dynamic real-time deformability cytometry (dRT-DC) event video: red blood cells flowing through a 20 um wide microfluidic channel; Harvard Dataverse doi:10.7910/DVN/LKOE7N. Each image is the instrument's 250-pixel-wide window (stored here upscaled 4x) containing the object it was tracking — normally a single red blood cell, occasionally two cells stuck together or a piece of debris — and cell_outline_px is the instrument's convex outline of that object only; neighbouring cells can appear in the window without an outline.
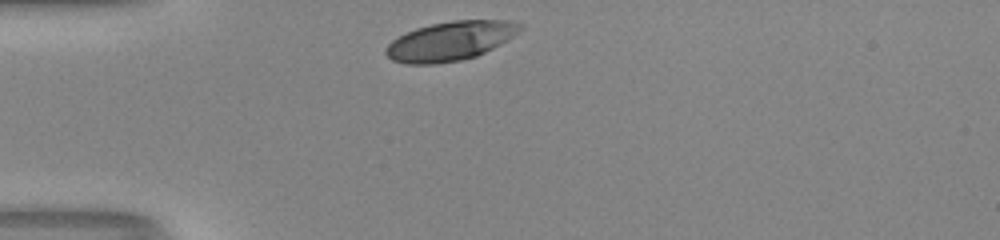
{"species": "human", "species_latin": "Homo sapiens", "temperature_condition": "room temperature", "stored_images_in_passage": 28, "camera_frame_rate_fps": 3000, "um_per_image_px": 0.085, "donor": {"sex": "male"}, "frame": {"image": 1, "passage_image": 1, "time_ms": 0.0, "image_size_px": [1000, 240], "cell_outline_px": [[524, 28], [500, 44], [476, 56], [460, 60], [436, 64], [404, 64], [392, 60], [384, 52], [384, 48], [392, 40], [416, 28], [432, 24], [452, 20], [508, 20], [524, 24]], "centroid_in_image_um": [38.27, 3.48], "position_along_channel_um": 46.7, "area_um2": 30.52}}
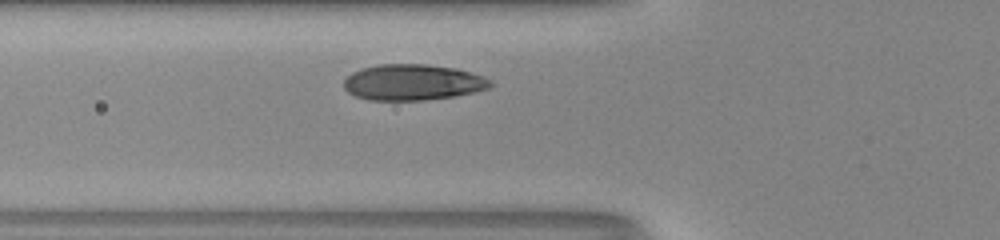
{"frame": {"image": 2, "passage_image": 6, "time_ms": 1.667, "image_size_px": [1000, 240], "cell_outline_px": [[496, 84], [488, 88], [476, 92], [456, 96], [424, 100], [368, 100], [356, 96], [348, 92], [344, 88], [344, 80], [352, 72], [360, 68], [376, 64], [428, 64], [456, 68], [484, 76], [492, 80]], "centroid_in_image_um": [35.12, 6.99], "position_along_channel_um": 90.7, "area_um2": 31.1}}
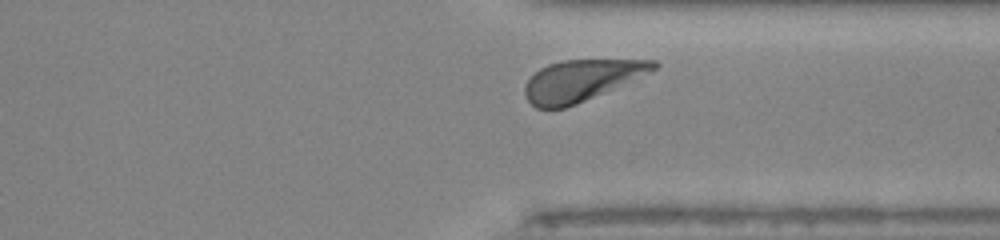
{"frame": {"image": 3, "passage_image": 26, "time_ms": 8.333, "image_size_px": [1000, 240], "cell_outline_px": [[660, 64], [656, 68], [648, 72], [576, 104], [564, 108], [536, 108], [528, 100], [524, 92], [524, 88], [528, 80], [540, 68], [548, 64], [560, 60], [656, 60]], "centroid_in_image_um": [49.35, 6.82], "position_along_channel_um": 362.0, "area_um2": 30.11}, "authors_computed_cell_mechanics": {"area_um2": 31.2409, "velocity_mm_per_s": 4.063, "shape_relaxation_time_tau1_ms": 1.6723, "shape_relaxation_time_tau2_ms": null, "deformation_change_tau1": 0.1187, "deformation_change_tau2": null}}